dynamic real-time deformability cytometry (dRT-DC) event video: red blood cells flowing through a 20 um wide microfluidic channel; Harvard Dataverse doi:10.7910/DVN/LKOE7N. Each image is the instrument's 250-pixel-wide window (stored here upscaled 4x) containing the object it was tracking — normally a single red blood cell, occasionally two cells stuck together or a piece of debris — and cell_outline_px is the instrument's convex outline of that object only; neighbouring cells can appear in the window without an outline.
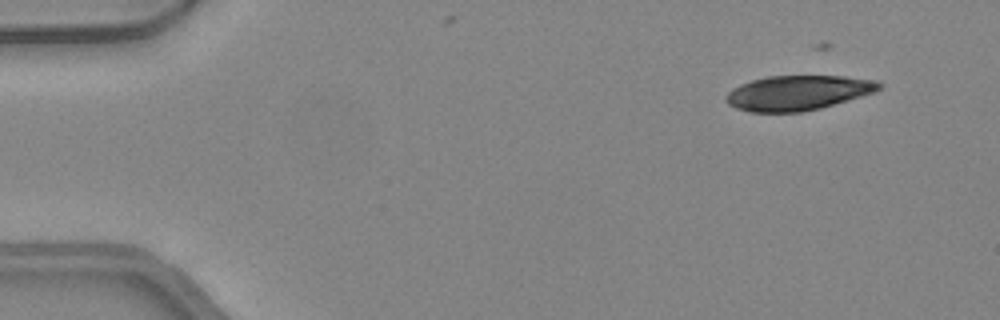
{"species": "common noctule bat (a hibernating species)", "species_latin": "Nyctalus noctula", "temperature_condition": "warm", "stored_images_in_passage": 17, "camera_frame_rate_fps": 3000, "um_per_image_px": 0.085, "animal": {"sex": "female", "body_mass_g": 24.6, "forearm_length_mm": 56.2}, "frame": {"image": 1, "passage_image": 2, "time_ms": 0.333, "image_size_px": [1000, 320], "cell_outline_px": [[884, 84], [876, 92], [820, 108], [800, 112], [748, 112], [736, 108], [728, 104], [724, 100], [724, 96], [732, 88], [740, 84], [752, 80], [768, 76], [844, 76], [880, 80]], "centroid_in_image_um": [67.83, 7.88], "position_along_channel_um": 17.2, "area_um2": 31.33}}